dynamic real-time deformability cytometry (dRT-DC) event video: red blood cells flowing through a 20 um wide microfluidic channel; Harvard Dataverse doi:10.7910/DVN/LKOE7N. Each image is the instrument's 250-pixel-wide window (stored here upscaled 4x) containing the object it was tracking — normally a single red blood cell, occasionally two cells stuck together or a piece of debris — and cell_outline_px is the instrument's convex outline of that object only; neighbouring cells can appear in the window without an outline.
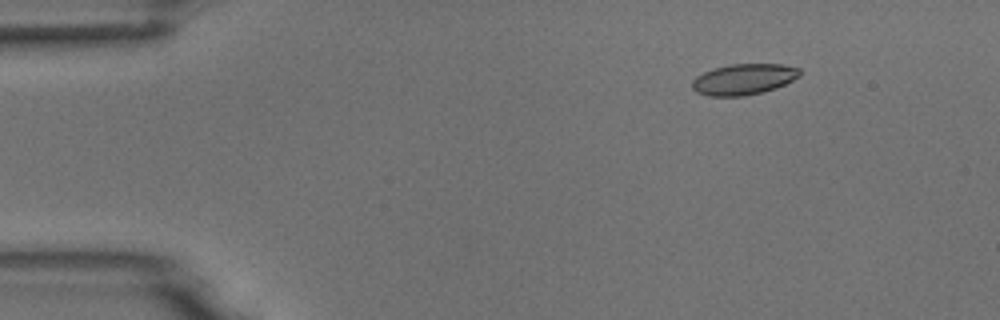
{"species": "common noctule bat (a hibernating species)", "species_latin": "Nyctalus noctula", "temperature_condition": "room temperature", "stored_images_in_passage": 5, "camera_frame_rate_fps": 3000, "um_per_image_px": 0.085, "animal": {"sex": "male", "body_mass_g": 18.8}, "frame": {"image": 1, "passage_image": 3, "time_ms": 2.0, "image_size_px": [1000, 320], "cell_outline_px": [[800, 76], [776, 88], [744, 96], [708, 96], [696, 92], [692, 88], [692, 80], [696, 76], [704, 72], [716, 68], [732, 64], [784, 64], [800, 68]], "centroid_in_image_um": [63.21, 6.74], "position_along_channel_um": 21.8, "area_um2": 19.31}}